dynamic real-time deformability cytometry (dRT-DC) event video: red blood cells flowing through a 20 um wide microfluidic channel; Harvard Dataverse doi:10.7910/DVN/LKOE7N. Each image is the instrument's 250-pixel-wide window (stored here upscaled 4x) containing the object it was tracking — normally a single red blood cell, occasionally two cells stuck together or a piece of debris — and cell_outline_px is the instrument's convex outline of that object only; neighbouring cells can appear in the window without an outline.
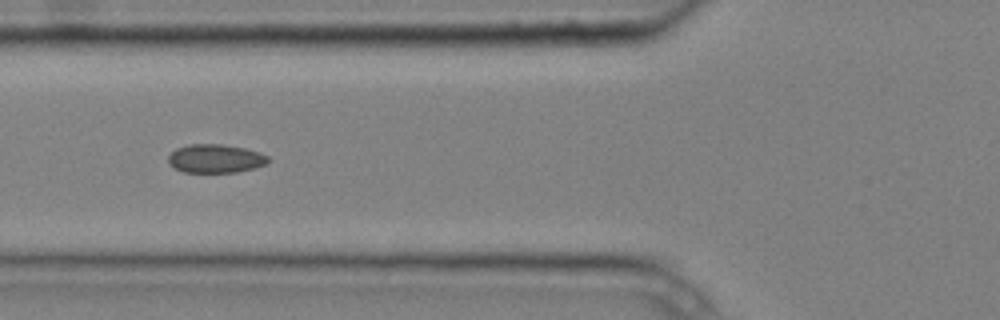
{"species": "common noctule bat (a hibernating species)", "species_latin": "Nyctalus noctula", "temperature_condition": "cold", "stored_images_in_passage": 9, "camera_frame_rate_fps": 3000, "um_per_image_px": 0.085, "animal": {"sex": "male", "body_mass_g": 20.4}, "frame": {"image": 1, "passage_image": 6, "time_ms": 1.667, "image_size_px": [1000, 320], "cell_outline_px": [[268, 160], [264, 164], [252, 168], [236, 172], [184, 172], [176, 168], [168, 160], [168, 156], [176, 148], [188, 144], [220, 144], [244, 148], [260, 152], [268, 156]], "centroid_in_image_um": [18.3, 13.46], "position_along_channel_um": 107.5, "area_um2": 16.36}}
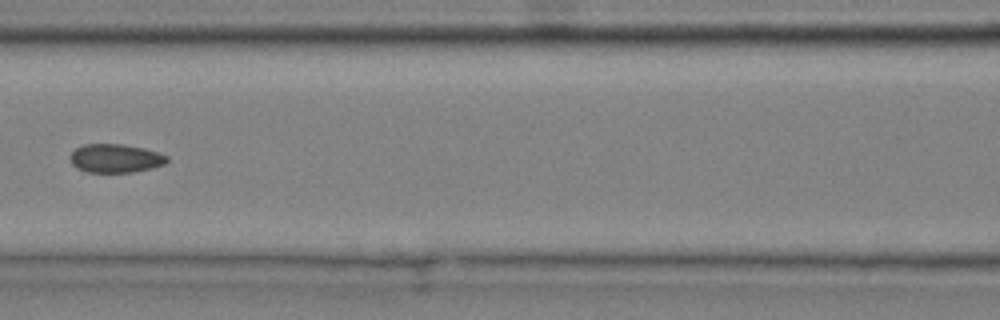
{"frame": {"image": 2, "passage_image": 7, "time_ms": 2.0, "image_size_px": [1000, 320], "cell_outline_px": [[168, 160], [164, 164], [152, 168], [132, 172], [84, 172], [76, 168], [72, 164], [68, 156], [76, 148], [84, 144], [124, 144], [144, 148], [168, 156]], "centroid_in_image_um": [9.77, 13.46], "position_along_channel_um": 156.8, "area_um2": 16.24}}
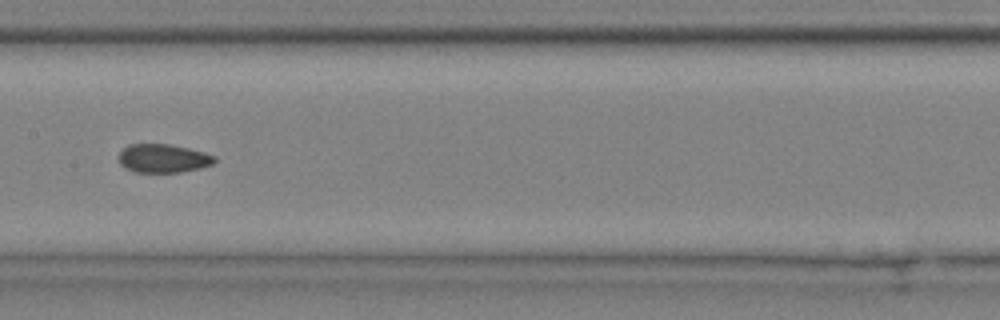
{"frame": {"image": 3, "passage_image": 8, "time_ms": 2.333, "image_size_px": [1000, 320], "cell_outline_px": [[216, 160], [212, 164], [200, 168], [180, 172], [136, 172], [120, 164], [120, 152], [128, 144], [172, 144], [204, 152], [216, 156]], "centroid_in_image_um": [13.9, 13.45], "position_along_channel_um": 193.5, "area_um2": 15.84}}